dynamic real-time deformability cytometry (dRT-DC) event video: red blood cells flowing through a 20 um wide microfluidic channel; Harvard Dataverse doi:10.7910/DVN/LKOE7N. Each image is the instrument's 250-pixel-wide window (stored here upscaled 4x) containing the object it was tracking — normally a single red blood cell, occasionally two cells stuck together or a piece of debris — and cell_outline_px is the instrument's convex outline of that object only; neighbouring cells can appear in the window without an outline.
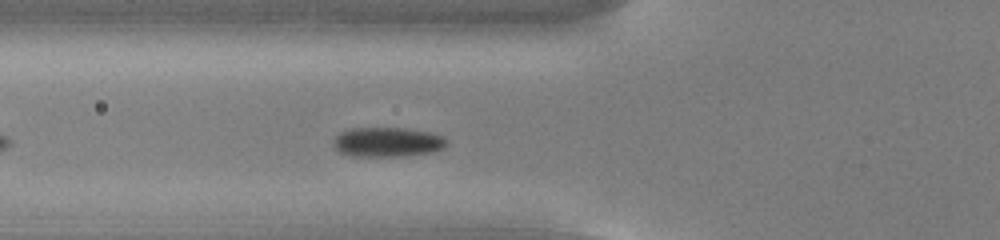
{"species": "common noctule bat (a hibernating species)", "species_latin": "Nyctalus noctula", "temperature_condition": "cold", "stored_images_in_passage": 35, "camera_frame_rate_fps": 3000, "um_per_image_px": 0.085, "animal": {"sex": "male", "body_mass_g": 13.0, "forearm_length_mm": 53.1}, "frame": {"image": 1, "passage_image": 8, "time_ms": 2.333, "image_size_px": [1000, 240], "cell_outline_px": [[448, 144], [444, 148], [432, 152], [404, 156], [352, 156], [340, 152], [332, 144], [332, 140], [340, 132], [352, 128], [404, 128], [428, 132], [444, 136], [448, 140]], "centroid_in_image_um": [32.94, 12.07], "position_along_channel_um": 92.9, "area_um2": 19.65}}
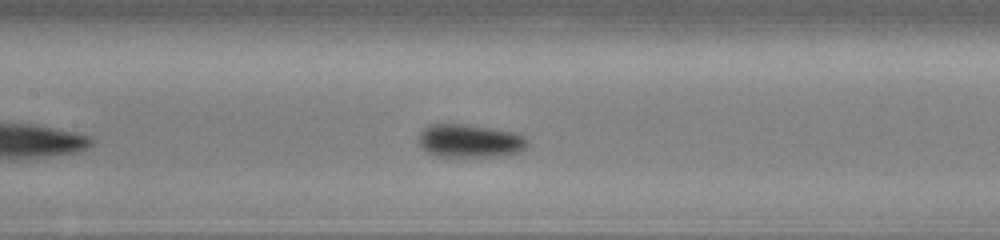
{"frame": {"image": 2, "passage_image": 14, "time_ms": 4.333, "image_size_px": [1000, 240], "cell_outline_px": [[528, 144], [520, 152], [492, 156], [436, 156], [428, 152], [420, 144], [420, 132], [428, 124], [464, 124], [512, 132], [524, 136], [528, 140]], "centroid_in_image_um": [39.93, 11.97], "position_along_channel_um": 167.5, "area_um2": 20.63}}
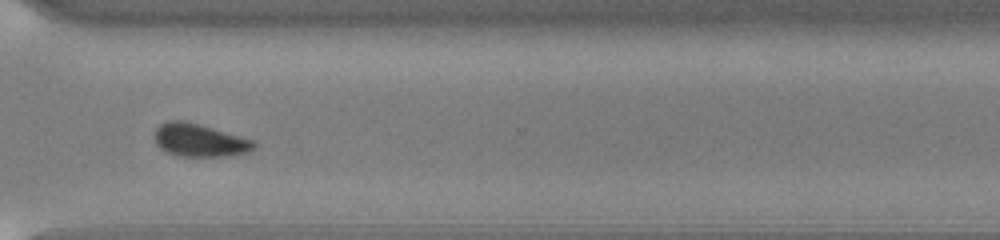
{"frame": {"image": 3, "passage_image": 29, "time_ms": 9.333, "image_size_px": [1000, 240], "cell_outline_px": [[256, 148], [248, 152], [228, 156], [176, 156], [160, 148], [156, 144], [156, 128], [160, 124], [168, 120], [184, 120], [256, 140]], "centroid_in_image_um": [17.0, 11.92], "position_along_channel_um": 353.6, "area_um2": 19.13}, "authors_computed_cell_mechanics": {"area_um2": 19.9988, "velocity_mm_per_s": 3.7291, "shape_relaxation_time_tau1_ms": 2.7646, "shape_relaxation_time_tau2_ms": null, "deformation_change_tau1": 0.0865, "deformation_change_tau2": null}}